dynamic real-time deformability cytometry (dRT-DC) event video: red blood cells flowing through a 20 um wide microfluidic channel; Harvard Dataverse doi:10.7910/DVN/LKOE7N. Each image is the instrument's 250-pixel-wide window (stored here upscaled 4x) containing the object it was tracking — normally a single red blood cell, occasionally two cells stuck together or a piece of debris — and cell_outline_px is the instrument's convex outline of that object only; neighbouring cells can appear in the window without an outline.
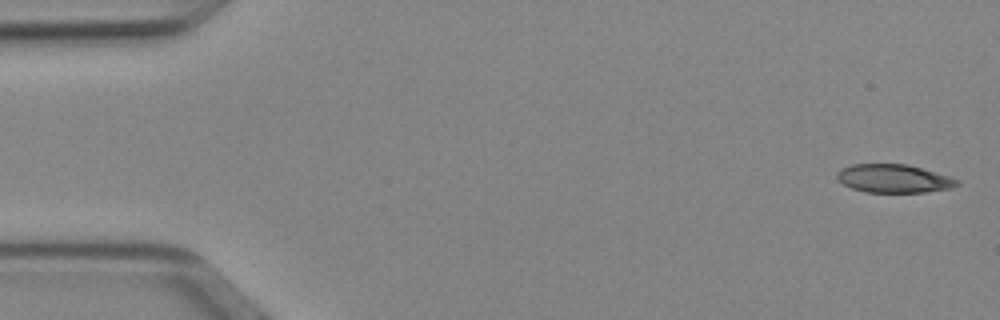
{"species": "Egyptian fruit bat (a non-hibernating species)", "species_latin": "Rousettus aegyptiacus", "temperature_condition": "cold", "stored_images_in_passage": 49, "camera_frame_rate_fps": 3000, "um_per_image_px": 0.085, "animal": {"sex": "female"}, "frame": {"image": 1, "passage_image": 1, "time_ms": 0.0, "image_size_px": [1000, 320], "cell_outline_px": [[960, 184], [952, 188], [924, 192], [864, 192], [852, 188], [836, 180], [836, 172], [840, 168], [852, 164], [908, 164], [948, 176], [960, 180]], "centroid_in_image_um": [75.94, 15.17], "position_along_channel_um": 9.1, "area_um2": 19.94}}
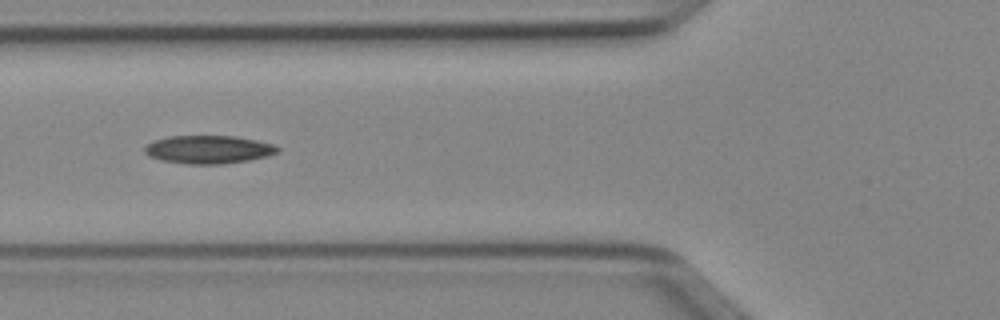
{"frame": {"image": 2, "passage_image": 18, "time_ms": 5.667, "image_size_px": [1000, 320], "cell_outline_px": [[280, 152], [268, 156], [248, 160], [224, 164], [188, 164], [160, 160], [148, 156], [144, 152], [144, 148], [148, 144], [156, 140], [168, 136], [232, 136], [256, 140], [272, 144], [280, 148]], "centroid_in_image_um": [17.73, 12.71], "position_along_channel_um": 108.1, "area_um2": 21.79}}
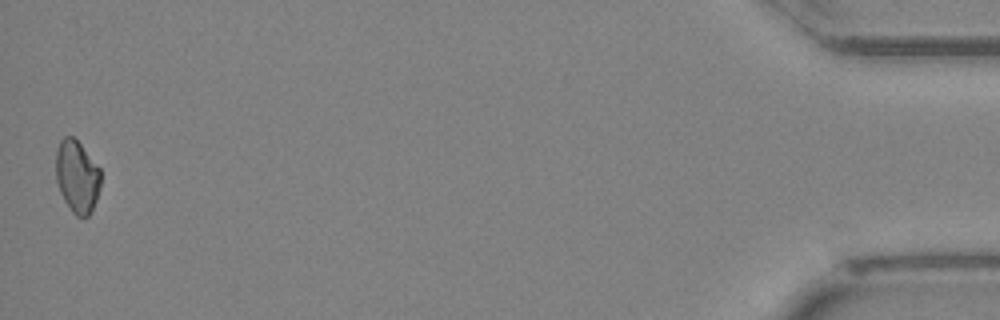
{"frame": {"image": 3, "passage_image": 49, "time_ms": 16.0, "image_size_px": [1000, 320], "cell_outline_px": [[100, 188], [92, 212], [88, 216], [76, 216], [72, 212], [64, 200], [60, 192], [56, 180], [56, 148], [60, 140], [64, 136], [72, 136], [80, 144], [100, 168]], "centroid_in_image_um": [6.54, 15.01], "position_along_channel_um": 428.7, "area_um2": 18.96}, "authors_computed_cell_mechanics": {"area_um2": 20.7502, "velocity_mm_per_s": 4.0171, "shape_relaxation_time_tau1_ms": 7.0861, "shape_relaxation_time_tau2_ms": null, "deformation_change_tau1": 0.1315, "deformation_change_tau2": null}}